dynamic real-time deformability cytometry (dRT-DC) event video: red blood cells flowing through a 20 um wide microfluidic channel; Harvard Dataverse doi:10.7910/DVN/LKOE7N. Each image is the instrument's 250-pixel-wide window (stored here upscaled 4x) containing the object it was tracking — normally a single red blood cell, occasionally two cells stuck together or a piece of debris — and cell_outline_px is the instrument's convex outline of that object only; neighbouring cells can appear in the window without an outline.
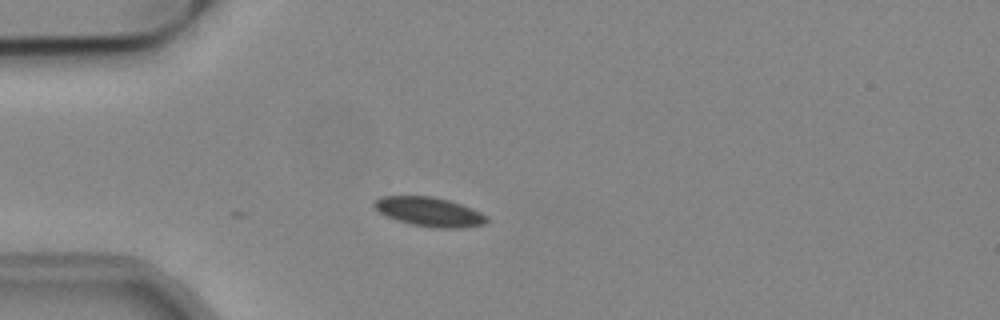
{"species": "common noctule bat (a hibernating species)", "species_latin": "Nyctalus noctula", "temperature_condition": "cold", "stored_images_in_passage": 3, "camera_frame_rate_fps": 3000, "um_per_image_px": 0.085, "animal": {"sex": "male", "body_mass_g": 19.2, "forearm_length_mm": 51.8}, "frame": {"image": 1, "passage_image": 3, "time_ms": 0.667, "image_size_px": [1000, 320], "cell_outline_px": [[488, 224], [464, 228], [432, 228], [412, 224], [396, 220], [380, 212], [372, 204], [380, 196], [432, 196], [448, 200], [472, 208], [488, 216]], "centroid_in_image_um": [36.54, 18.01], "position_along_channel_um": 48.5, "area_um2": 19.25}}